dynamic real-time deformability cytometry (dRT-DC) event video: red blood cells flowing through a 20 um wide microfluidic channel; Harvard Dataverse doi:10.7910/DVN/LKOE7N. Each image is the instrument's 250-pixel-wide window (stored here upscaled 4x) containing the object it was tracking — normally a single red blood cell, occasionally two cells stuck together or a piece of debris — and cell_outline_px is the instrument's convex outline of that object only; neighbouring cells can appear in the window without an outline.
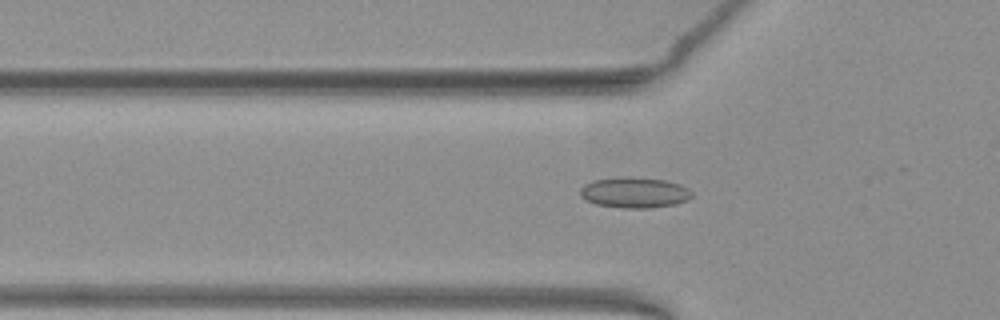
{"species": "common noctule bat (a hibernating species)", "species_latin": "Nyctalus noctula", "temperature_condition": "warm", "stored_images_in_passage": 47, "camera_frame_rate_fps": 3000, "um_per_image_px": 0.085, "animal": {"sex": "female", "body_mass_g": 19.3, "forearm_length_mm": 54.1}, "frame": {"image": 1, "passage_image": 12, "time_ms": 3.667, "image_size_px": [1000, 320], "cell_outline_px": [[692, 196], [688, 200], [676, 204], [648, 208], [620, 208], [596, 204], [580, 196], [580, 188], [584, 184], [592, 180], [624, 176], [632, 176], [664, 180], [680, 184], [688, 188], [692, 192]], "centroid_in_image_um": [53.93, 16.36], "position_along_channel_um": 71.9, "area_um2": 20.17}}
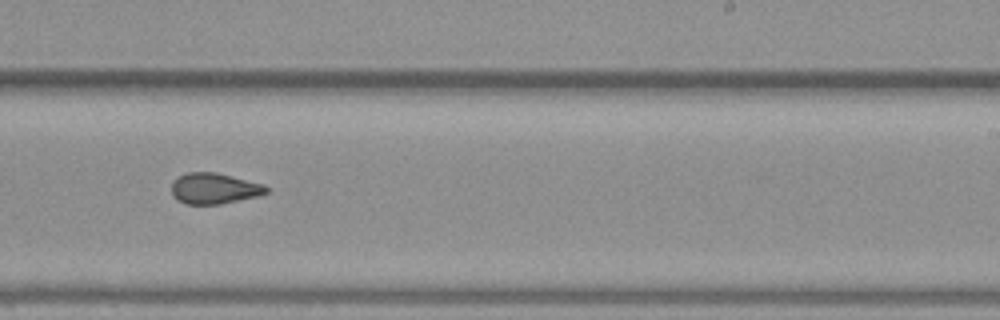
{"frame": {"image": 2, "passage_image": 27, "time_ms": 8.667, "image_size_px": [1000, 320], "cell_outline_px": [[268, 192], [260, 196], [220, 204], [184, 204], [176, 200], [172, 196], [172, 184], [176, 176], [188, 172], [216, 172], [264, 184], [268, 188]], "centroid_in_image_um": [18.19, 16.02], "position_along_channel_um": 270.8, "area_um2": 17.28}}
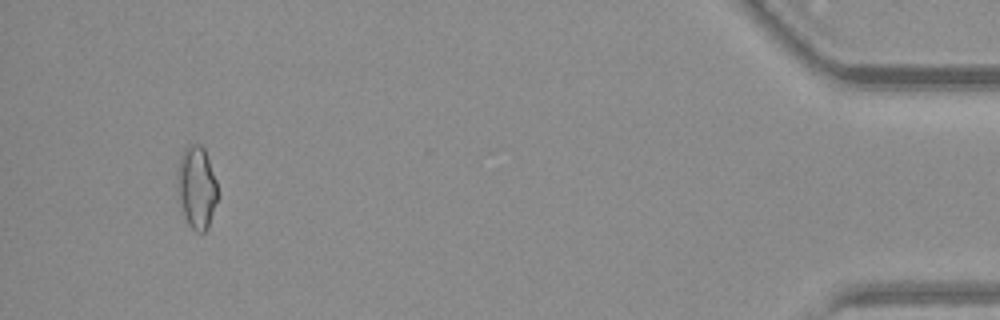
{"frame": {"image": 3, "passage_image": 44, "time_ms": 14.333, "image_size_px": [1000, 320], "cell_outline_px": [[220, 196], [208, 228], [204, 232], [196, 232], [188, 224], [184, 216], [180, 200], [176, 180], [180, 156], [184, 148], [192, 144], [200, 144], [204, 148], [216, 180]], "centroid_in_image_um": [16.74, 15.94], "position_along_channel_um": 418.5, "area_um2": 19.59}, "authors_computed_cell_mechanics": {"area_um2": 17.6868, "velocity_mm_per_s": 3.9653, "shape_relaxation_time_tau1_ms": null, "shape_relaxation_time_tau2_ms": 1.7314, "deformation_change_tau1": null, "deformation_change_tau2": 0.0944}}